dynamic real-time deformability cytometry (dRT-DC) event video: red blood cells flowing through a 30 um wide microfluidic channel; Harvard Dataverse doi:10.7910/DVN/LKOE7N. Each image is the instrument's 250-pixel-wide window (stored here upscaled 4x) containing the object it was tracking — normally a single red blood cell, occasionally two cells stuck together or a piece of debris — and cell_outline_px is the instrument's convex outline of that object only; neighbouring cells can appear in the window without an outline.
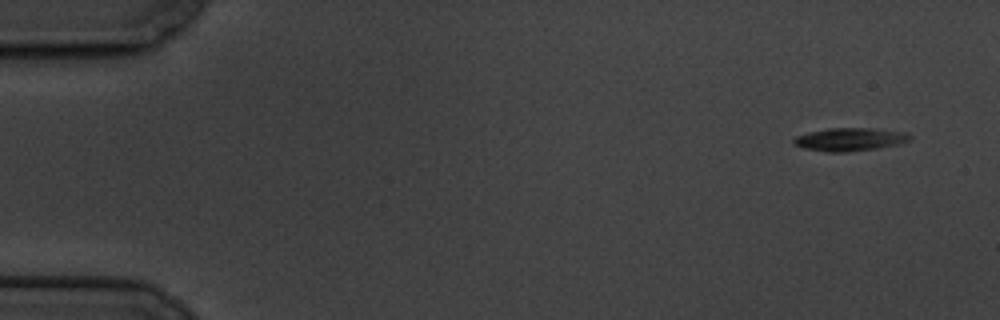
{"species": "common noctule bat (a hibernating species)", "species_latin": "Nyctalus noctula", "temperature_condition": "cold", "stored_images_in_passage": 6, "camera_frame_rate_fps": 3000, "um_per_image_px": 0.085, "animal": {"sex": "male", "body_mass_g": 19.5, "forearm_length_mm": 54.6}, "frame": {"image": 1, "passage_image": 6, "time_ms": 6.667, "image_size_px": [1000, 320], "cell_outline_px": [[912, 136], [908, 140], [900, 144], [876, 148], [848, 152], [828, 152], [804, 148], [792, 144], [792, 140], [796, 136], [808, 132], [828, 128], [872, 128], [908, 132]], "centroid_in_image_um": [72.23, 11.84], "position_along_channel_um": 12.8, "area_um2": 15.72}}